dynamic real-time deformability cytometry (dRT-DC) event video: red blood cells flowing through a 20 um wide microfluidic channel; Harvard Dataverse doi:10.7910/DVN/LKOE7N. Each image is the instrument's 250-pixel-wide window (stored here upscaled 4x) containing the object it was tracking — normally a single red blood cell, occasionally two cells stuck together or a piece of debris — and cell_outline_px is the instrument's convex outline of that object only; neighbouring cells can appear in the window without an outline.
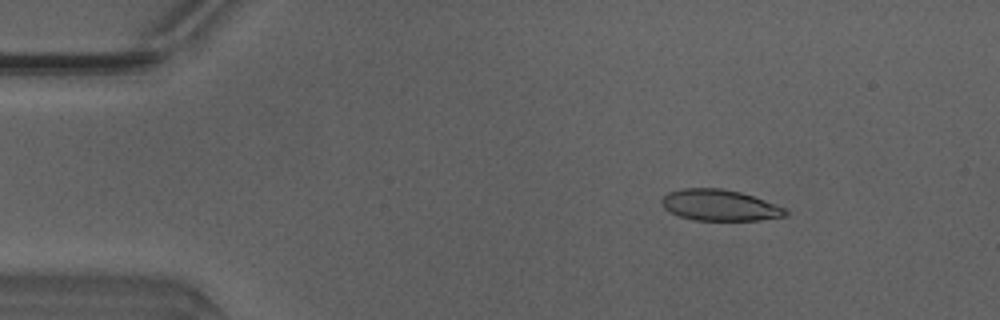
{"species": "Egyptian fruit bat (a non-hibernating species)", "species_latin": "Rousettus aegyptiacus", "temperature_condition": "warm", "stored_images_in_passage": 46, "camera_frame_rate_fps": 3000, "um_per_image_px": 0.085, "animal": {"sex": "male"}, "frame": {"image": 1, "passage_image": 4, "time_ms": 1.0, "image_size_px": [1000, 320], "cell_outline_px": [[788, 216], [756, 220], [696, 220], [680, 216], [664, 208], [660, 204], [660, 200], [668, 192], [680, 188], [724, 188], [740, 192], [788, 208]], "centroid_in_image_um": [61.18, 17.43], "position_along_channel_um": 23.8, "area_um2": 22.54}}
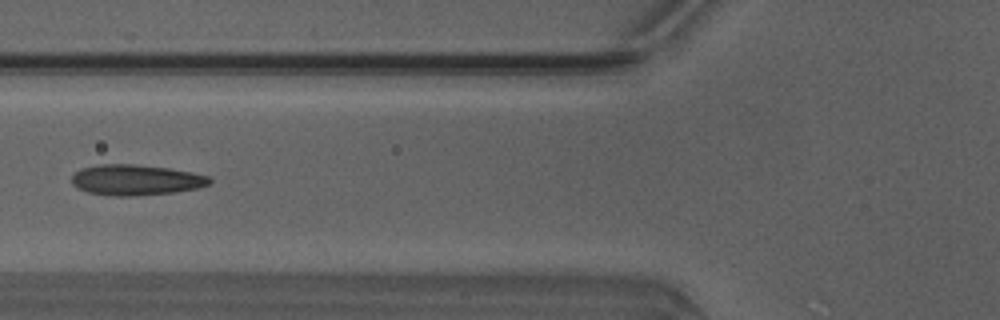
{"frame": {"image": 2, "passage_image": 16, "time_ms": 5.0, "image_size_px": [1000, 320], "cell_outline_px": [[212, 180], [208, 184], [196, 188], [176, 192], [136, 196], [112, 196], [88, 192], [76, 188], [72, 184], [72, 176], [80, 168], [100, 164], [136, 164], [168, 168], [192, 172], [208, 176]], "centroid_in_image_um": [11.52, 15.29], "position_along_channel_um": 114.3, "area_um2": 24.68}}
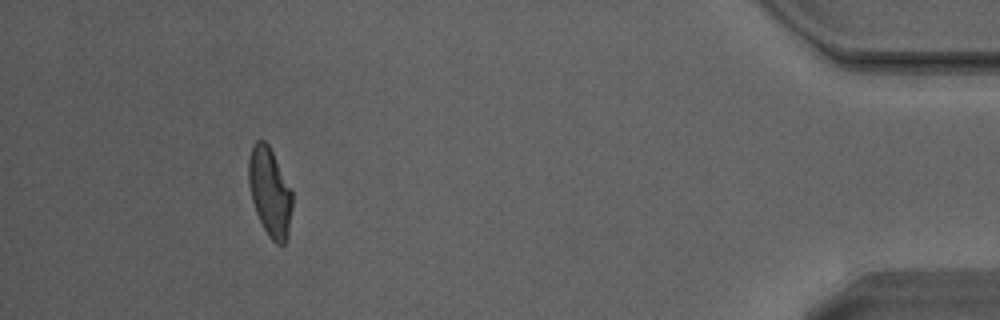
{"frame": {"image": 3, "passage_image": 42, "time_ms": 13.667, "image_size_px": [1000, 320], "cell_outline_px": [[292, 208], [288, 236], [284, 244], [276, 244], [268, 236], [256, 212], [252, 200], [248, 180], [248, 160], [252, 144], [256, 140], [264, 140], [268, 144], [292, 188]], "centroid_in_image_um": [22.94, 16.3], "position_along_channel_um": 412.3, "area_um2": 22.72}, "authors_computed_cell_mechanics": {"area_um2": 23.2934, "velocity_mm_per_s": 4.1773, "shape_relaxation_time_tau1_ms": 6.2045, "shape_relaxation_time_tau2_ms": 1.3284, "deformation_change_tau1": 0.2112, "deformation_change_tau2": 0.0819}}